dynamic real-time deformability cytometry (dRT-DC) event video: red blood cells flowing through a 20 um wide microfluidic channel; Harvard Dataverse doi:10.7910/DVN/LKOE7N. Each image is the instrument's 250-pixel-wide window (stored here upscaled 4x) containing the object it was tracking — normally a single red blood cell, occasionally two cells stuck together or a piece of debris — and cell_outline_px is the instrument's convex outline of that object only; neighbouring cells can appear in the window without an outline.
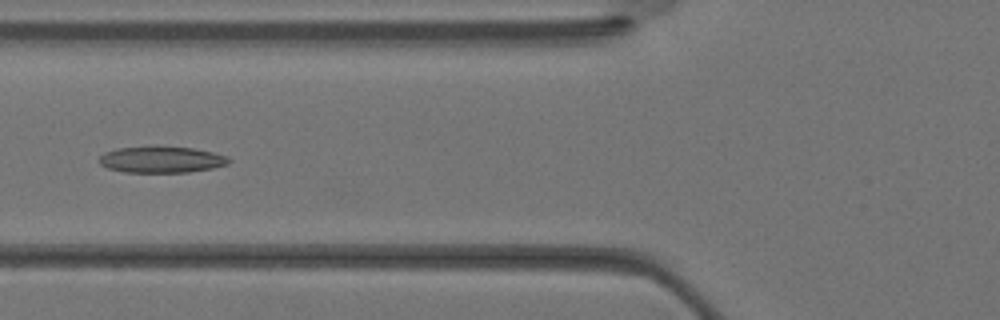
{"species": "Egyptian fruit bat (a non-hibernating species)", "species_latin": "Rousettus aegyptiacus", "temperature_condition": "warm", "stored_images_in_passage": 30, "camera_frame_rate_fps": 3000, "um_per_image_px": 0.085, "animal": {"sex": "female"}, "frame": {"image": 1, "passage_image": 8, "time_ms": 2.333, "image_size_px": [1000, 320], "cell_outline_px": [[232, 160], [228, 164], [212, 168], [188, 172], [124, 172], [108, 168], [100, 164], [100, 156], [104, 152], [116, 148], [156, 144], [192, 148], [212, 152], [228, 156]], "centroid_in_image_um": [13.71, 13.53], "position_along_channel_um": 112.1, "area_um2": 20.46}}
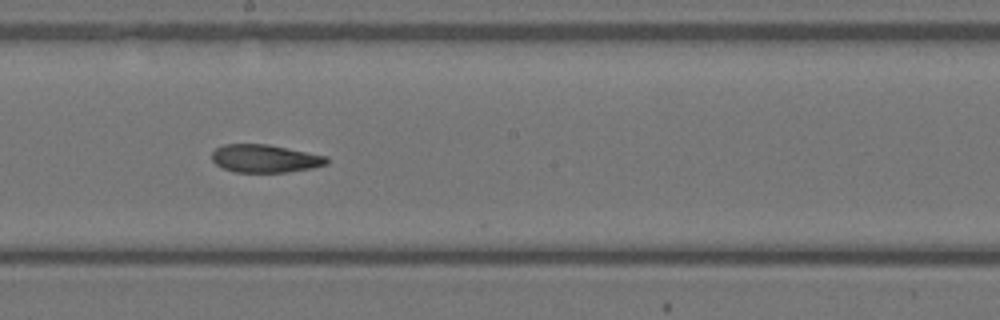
{"frame": {"image": 2, "passage_image": 14, "time_ms": 4.333, "image_size_px": [1000, 320], "cell_outline_px": [[328, 164], [312, 168], [288, 172], [236, 172], [224, 168], [216, 164], [212, 160], [212, 152], [216, 148], [224, 144], [268, 144], [328, 156]], "centroid_in_image_um": [22.54, 13.47], "position_along_channel_um": 225.7, "area_um2": 18.73}}
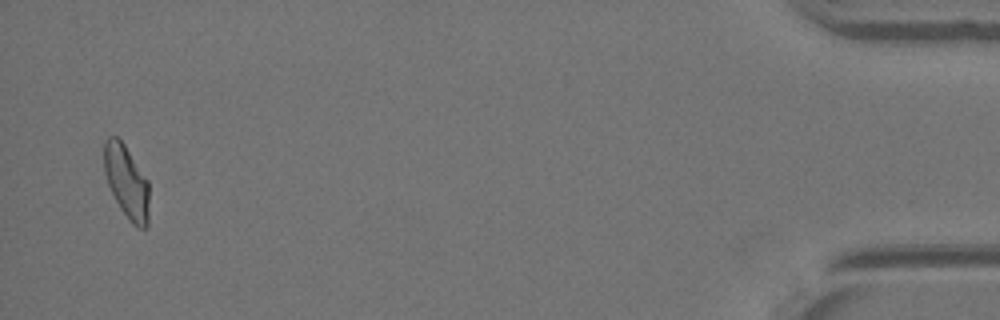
{"frame": {"image": 3, "passage_image": 29, "time_ms": 9.333, "image_size_px": [1000, 320], "cell_outline_px": [[148, 228], [136, 228], [128, 220], [120, 208], [108, 184], [104, 172], [104, 140], [108, 136], [116, 136], [124, 144], [148, 180]], "centroid_in_image_um": [10.75, 15.47], "position_along_channel_um": 424.4, "area_um2": 19.19}}